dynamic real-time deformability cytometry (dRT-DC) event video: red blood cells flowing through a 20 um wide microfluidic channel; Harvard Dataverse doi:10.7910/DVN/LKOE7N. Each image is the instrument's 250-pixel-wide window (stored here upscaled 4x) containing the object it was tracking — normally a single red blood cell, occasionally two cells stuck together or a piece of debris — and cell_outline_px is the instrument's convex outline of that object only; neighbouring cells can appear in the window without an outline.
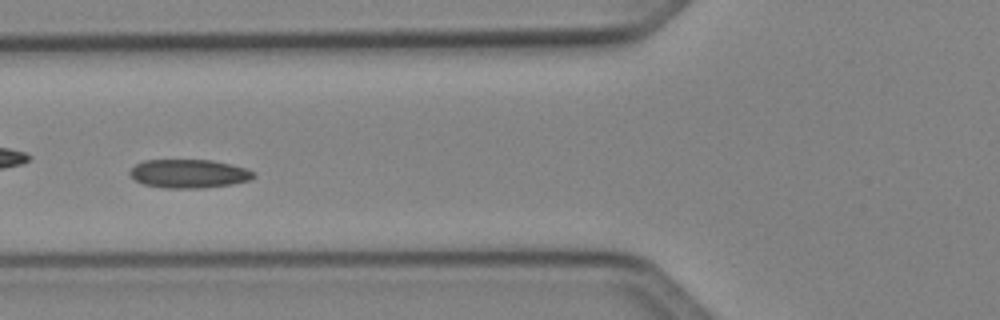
{"species": "Egyptian fruit bat (a non-hibernating species)", "species_latin": "Rousettus aegyptiacus", "temperature_condition": "cold", "stored_images_in_passage": 37, "camera_frame_rate_fps": 3000, "um_per_image_px": 0.085, "animal": {"sex": "female"}, "frame": {"image": 1, "passage_image": 6, "time_ms": 1.667, "image_size_px": [1000, 320], "cell_outline_px": [[256, 176], [252, 180], [232, 184], [204, 188], [164, 188], [144, 184], [136, 180], [128, 172], [136, 164], [144, 160], [212, 160], [232, 164], [256, 172]], "centroid_in_image_um": [16.1, 14.76], "position_along_channel_um": 109.7, "area_um2": 20.75}, "authors_computed_cell_mechanics": {"area_um2": 20.0566, "velocity_mm_per_s": 4.0476, "shape_relaxation_time_tau1_ms": null, "shape_relaxation_time_tau2_ms": 2.7882, "deformation_change_tau1": null, "deformation_change_tau2": 0.0526}}